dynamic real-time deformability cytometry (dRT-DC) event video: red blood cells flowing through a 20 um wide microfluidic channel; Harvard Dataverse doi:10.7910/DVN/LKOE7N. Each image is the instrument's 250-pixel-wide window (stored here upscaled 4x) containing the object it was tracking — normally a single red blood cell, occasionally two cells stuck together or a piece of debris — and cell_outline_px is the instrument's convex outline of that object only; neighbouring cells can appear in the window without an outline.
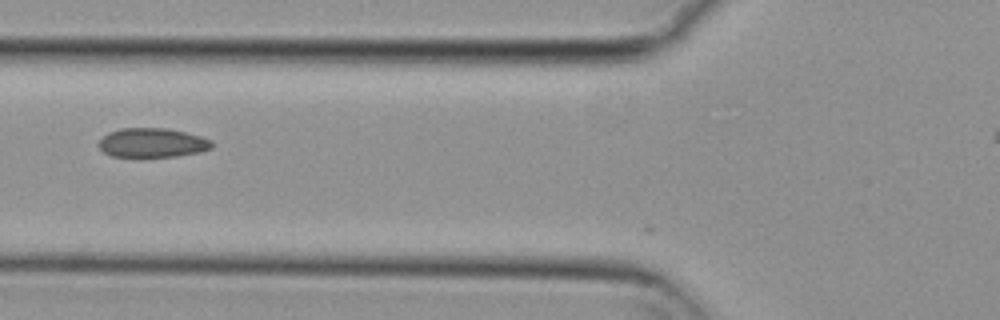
{"species": "common noctule bat (a hibernating species)", "species_latin": "Nyctalus noctula", "temperature_condition": "cold", "stored_images_in_passage": 8, "camera_frame_rate_fps": 3000, "um_per_image_px": 0.085, "animal": {"sex": "female", "body_mass_g": 29.2, "forearm_length_mm": 56.3}, "frame": {"image": 1, "passage_image": 2, "time_ms": 0.333, "image_size_px": [1000, 320], "cell_outline_px": [[212, 148], [200, 152], [176, 156], [140, 160], [112, 156], [104, 152], [100, 148], [100, 140], [108, 132], [120, 128], [168, 128], [200, 136], [212, 140]], "centroid_in_image_um": [12.93, 12.18], "position_along_channel_um": 112.9, "area_um2": 20.0}}
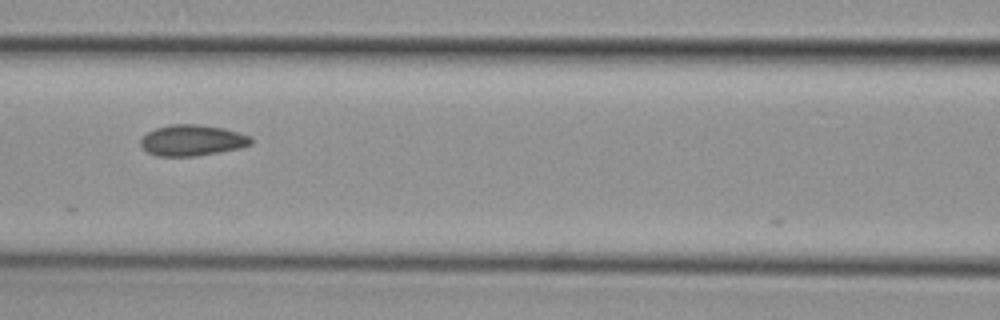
{"frame": {"image": 2, "passage_image": 5, "time_ms": 1.333, "image_size_px": [1000, 320], "cell_outline_px": [[252, 144], [240, 148], [220, 152], [196, 156], [156, 156], [140, 148], [140, 140], [148, 132], [156, 128], [168, 124], [200, 124], [224, 128], [252, 136]], "centroid_in_image_um": [16.34, 11.92], "position_along_channel_um": 150.3, "area_um2": 20.17}}